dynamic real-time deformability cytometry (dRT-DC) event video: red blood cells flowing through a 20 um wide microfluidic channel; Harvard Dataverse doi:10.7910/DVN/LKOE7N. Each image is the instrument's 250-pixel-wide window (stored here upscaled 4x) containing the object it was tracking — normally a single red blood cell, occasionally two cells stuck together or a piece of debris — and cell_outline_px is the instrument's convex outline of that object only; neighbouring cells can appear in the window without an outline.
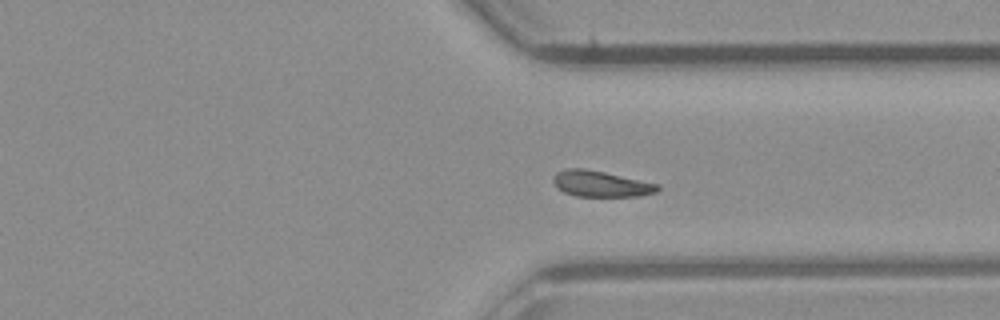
{"species": "common noctule bat (a hibernating species)", "species_latin": "Nyctalus noctula", "temperature_condition": "room temperature", "stored_images_in_passage": 31, "camera_frame_rate_fps": 3000, "um_per_image_px": 0.085, "animal": {"sex": "male", "body_mass_g": 23.1, "forearm_length_mm": 52.7}, "frame": {"image": 1, "passage_image": 18, "time_ms": 5.667, "image_size_px": [1000, 320], "cell_outline_px": [[660, 188], [656, 192], [640, 196], [576, 196], [564, 192], [556, 188], [552, 180], [552, 176], [556, 172], [564, 168], [584, 168], [604, 172], [660, 184]], "centroid_in_image_um": [51.03, 15.62], "position_along_channel_um": 360.4, "area_um2": 15.95}}